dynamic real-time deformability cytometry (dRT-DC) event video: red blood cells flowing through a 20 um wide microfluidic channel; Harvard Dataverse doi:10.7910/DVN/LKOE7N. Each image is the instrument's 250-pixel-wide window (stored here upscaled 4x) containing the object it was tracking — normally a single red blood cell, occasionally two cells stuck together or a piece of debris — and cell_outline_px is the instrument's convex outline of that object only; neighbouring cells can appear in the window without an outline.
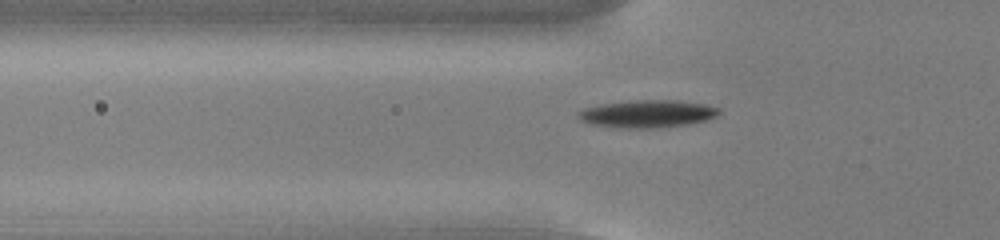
{"species": "common noctule bat (a hibernating species)", "species_latin": "Nyctalus noctula", "temperature_condition": "cold", "stored_images_in_passage": 41, "camera_frame_rate_fps": 3000, "um_per_image_px": 0.085, "animal": {"sex": "male", "body_mass_g": 13.0, "forearm_length_mm": 53.1}, "frame": {"image": 1, "passage_image": 9, "time_ms": 2.667, "image_size_px": [1000, 240], "cell_outline_px": [[720, 112], [716, 116], [708, 120], [688, 124], [660, 128], [616, 128], [592, 124], [580, 120], [576, 116], [576, 112], [584, 108], [604, 104], [636, 100], [676, 100], [704, 104], [720, 108]], "centroid_in_image_um": [55.03, 9.68], "position_along_channel_um": 70.8, "area_um2": 22.72}}
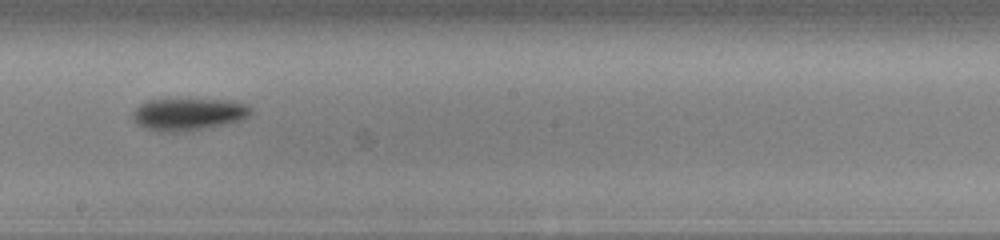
{"frame": {"image": 2, "passage_image": 22, "time_ms": 7.0, "image_size_px": [1000, 240], "cell_outline_px": [[252, 112], [248, 116], [240, 120], [184, 132], [160, 132], [136, 124], [132, 116], [132, 112], [140, 104], [148, 100], [188, 96], [232, 100], [248, 104], [252, 108]], "centroid_in_image_um": [16.01, 9.64], "position_along_channel_um": 232.2, "area_um2": 23.18}}
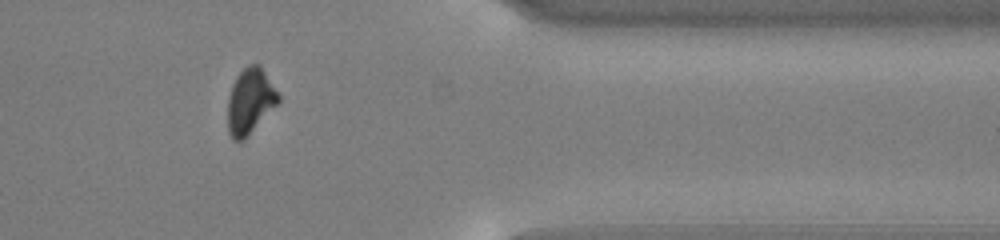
{"frame": {"image": 3, "passage_image": 36, "time_ms": 11.667, "image_size_px": [1000, 240], "cell_outline_px": [[280, 104], [244, 140], [232, 140], [228, 132], [228, 96], [236, 76], [248, 64], [260, 64], [280, 96]], "centroid_in_image_um": [21.28, 8.62], "position_along_channel_um": 390.1, "area_um2": 19.65}}